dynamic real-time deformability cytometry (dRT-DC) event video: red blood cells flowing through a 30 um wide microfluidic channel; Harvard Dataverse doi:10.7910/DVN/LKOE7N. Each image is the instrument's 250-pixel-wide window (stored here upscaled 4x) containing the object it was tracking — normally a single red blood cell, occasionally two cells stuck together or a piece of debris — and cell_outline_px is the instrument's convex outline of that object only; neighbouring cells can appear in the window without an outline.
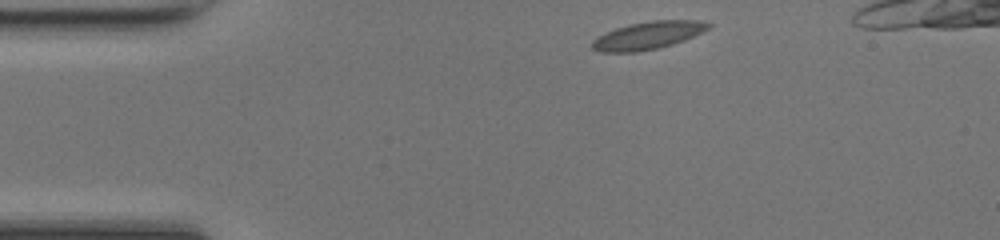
{"species": "common noctule bat (a hibernating species)", "species_latin": "Nyctalus noctula", "temperature_condition": "room temperature", "stored_images_in_passage": 38, "camera_frame_rate_fps": 3000, "um_per_image_px": 0.085, "animal": {"sex": "female", "body_mass_g": 17.0, "forearm_length_mm": 48.0}, "frame": {"image": 1, "passage_image": 1, "time_ms": 0.0, "image_size_px": [1000, 240], "cell_outline_px": [[712, 24], [708, 28], [684, 40], [672, 44], [656, 48], [636, 52], [600, 52], [592, 48], [592, 40], [616, 28], [628, 24], [652, 20], [700, 20]], "centroid_in_image_um": [55.06, 3.0], "position_along_channel_um": 29.9, "area_um2": 18.44}}
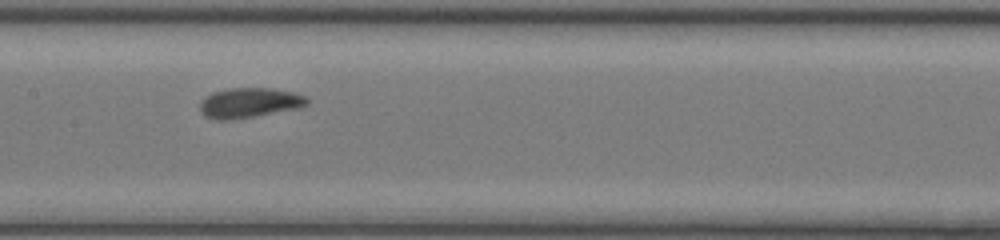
{"frame": {"image": 2, "passage_image": 16, "time_ms": 5.0, "image_size_px": [1000, 240], "cell_outline_px": [[308, 104], [300, 108], [228, 120], [216, 120], [204, 116], [200, 112], [200, 100], [212, 92], [232, 88], [272, 88], [292, 92], [308, 96]], "centroid_in_image_um": [21.18, 8.73], "position_along_channel_um": 186.2, "area_um2": 18.73}}
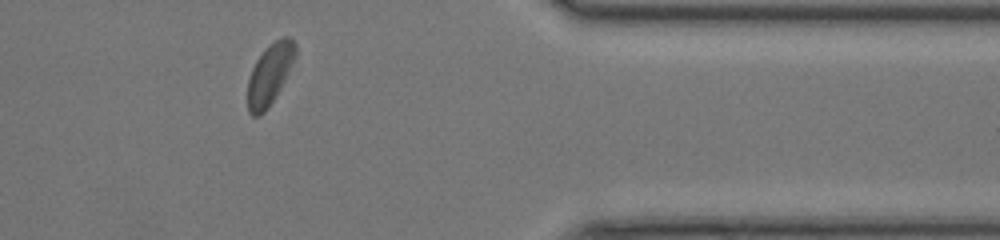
{"frame": {"image": 3, "passage_image": 32, "time_ms": 10.333, "image_size_px": [1000, 240], "cell_outline_px": [[296, 56], [280, 88], [268, 108], [260, 116], [252, 116], [248, 112], [248, 80], [252, 68], [256, 60], [264, 48], [268, 44], [284, 36], [288, 36], [296, 44]], "centroid_in_image_um": [22.92, 6.3], "position_along_channel_um": 388.5, "area_um2": 16.88}, "authors_computed_cell_mechanics": {"area_um2": 17.9469, "velocity_mm_per_s": 4.2156, "shape_relaxation_time_tau1_ms": 3.0026, "shape_relaxation_time_tau2_ms": 2.4299, "deformation_change_tau1": 0.1146, "deformation_change_tau2": 0.08}}